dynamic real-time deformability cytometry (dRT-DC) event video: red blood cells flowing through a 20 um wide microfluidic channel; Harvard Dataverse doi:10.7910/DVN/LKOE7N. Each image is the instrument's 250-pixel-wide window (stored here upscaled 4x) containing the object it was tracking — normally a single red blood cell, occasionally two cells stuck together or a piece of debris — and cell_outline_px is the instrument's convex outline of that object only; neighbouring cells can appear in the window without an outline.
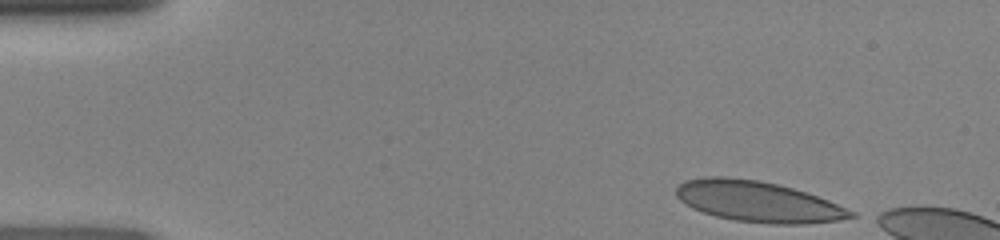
{"species": "human", "species_latin": "Homo sapiens", "temperature_condition": "room temperature", "stored_images_in_passage": 7, "camera_frame_rate_fps": 3000, "um_per_image_px": 0.085, "donor": {"sex": "female"}, "frame": {"image": 1, "passage_image": 1, "time_ms": 0.0, "image_size_px": [1000, 240], "cell_outline_px": [[856, 216], [840, 220], [808, 224], [768, 224], [736, 220], [716, 216], [692, 208], [680, 200], [676, 196], [676, 188], [684, 180], [704, 176], [724, 176], [760, 180], [792, 188], [828, 200], [856, 212]], "centroid_in_image_um": [64.42, 17.13], "position_along_channel_um": 20.6, "area_um2": 41.5}}